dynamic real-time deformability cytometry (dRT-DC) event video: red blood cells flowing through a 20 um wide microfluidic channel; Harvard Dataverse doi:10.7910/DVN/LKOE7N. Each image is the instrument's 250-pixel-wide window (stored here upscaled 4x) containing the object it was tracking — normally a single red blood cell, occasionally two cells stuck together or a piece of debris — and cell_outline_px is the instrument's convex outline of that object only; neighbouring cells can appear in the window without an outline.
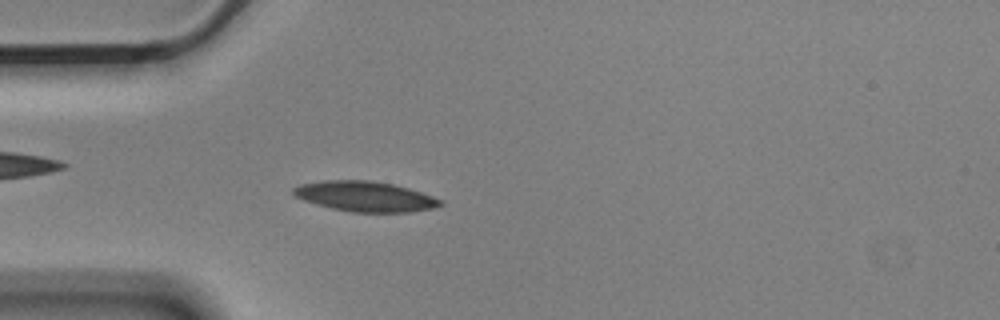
{"species": "Egyptian fruit bat (a non-hibernating species)", "species_latin": "Rousettus aegyptiacus", "temperature_condition": "cold", "stored_images_in_passage": 53, "camera_frame_rate_fps": 3000, "um_per_image_px": 0.085, "animal": {"sex": "male"}, "frame": {"image": 1, "passage_image": 13, "time_ms": 4.0, "image_size_px": [1000, 320], "cell_outline_px": [[444, 204], [432, 208], [408, 212], [352, 212], [332, 208], [316, 204], [304, 200], [296, 196], [292, 192], [292, 188], [300, 184], [324, 180], [368, 180], [392, 184], [408, 188], [444, 200]], "centroid_in_image_um": [31.03, 16.69], "position_along_channel_um": 54.0, "area_um2": 25.72}}
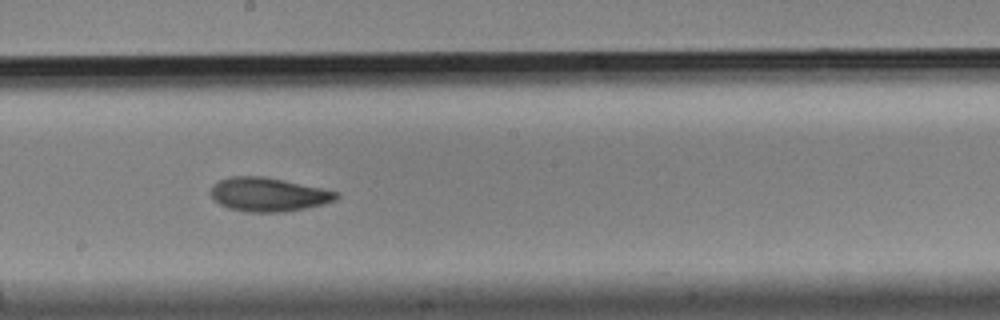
{"frame": {"image": 2, "passage_image": 28, "time_ms": 9.0, "image_size_px": [1000, 320], "cell_outline_px": [[340, 196], [336, 200], [324, 204], [284, 212], [248, 212], [228, 208], [220, 204], [212, 196], [212, 184], [220, 180], [232, 176], [264, 176], [284, 180], [340, 192]], "centroid_in_image_um": [22.84, 16.53], "position_along_channel_um": 225.4, "area_um2": 24.68}}
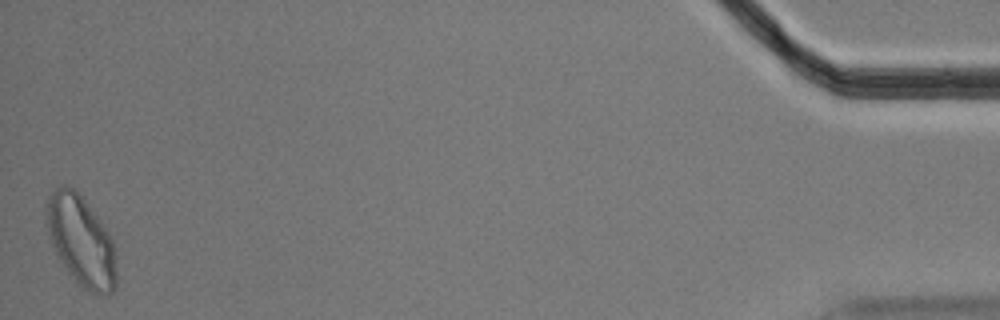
{"frame": {"image": 3, "passage_image": 53, "time_ms": 17.333, "image_size_px": [1000, 320], "cell_outline_px": [[116, 284], [112, 292], [108, 296], [96, 296], [84, 288], [64, 268], [48, 236], [48, 196], [60, 184], [64, 184], [72, 188], [84, 200], [108, 232], [116, 248]], "centroid_in_image_um": [6.93, 20.54], "position_along_channel_um": 428.3, "area_um2": 36.41}, "authors_computed_cell_mechanics": {"area_um2": 24.565, "velocity_mm_per_s": 3.546, "shape_relaxation_time_tau1_ms": 6.3919, "shape_relaxation_time_tau2_ms": 3.1998, "deformation_change_tau1": 0.1338, "deformation_change_tau2": 0.086}}